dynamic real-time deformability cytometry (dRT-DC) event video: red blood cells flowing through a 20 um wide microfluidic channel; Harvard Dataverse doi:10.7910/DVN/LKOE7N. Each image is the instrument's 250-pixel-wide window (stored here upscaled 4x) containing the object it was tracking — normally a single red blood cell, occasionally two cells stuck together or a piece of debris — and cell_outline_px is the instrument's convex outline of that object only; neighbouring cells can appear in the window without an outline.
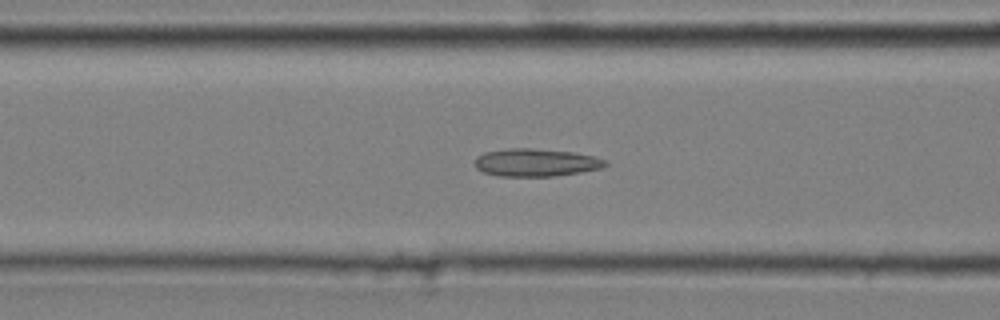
{"species": "common noctule bat (a hibernating species)", "species_latin": "Nyctalus noctula", "temperature_condition": "cold", "stored_images_in_passage": 52, "camera_frame_rate_fps": 3000, "um_per_image_px": 0.085, "animal": {"sex": "male", "body_mass_g": 20.4}, "frame": {"image": 1, "passage_image": 21, "time_ms": 6.667, "image_size_px": [1000, 320], "cell_outline_px": [[608, 164], [600, 168], [580, 172], [552, 176], [496, 176], [484, 172], [476, 168], [476, 156], [484, 152], [508, 148], [532, 148], [572, 152], [592, 156], [604, 160]], "centroid_in_image_um": [45.5, 13.81], "position_along_channel_um": 121.1, "area_um2": 20.92}}
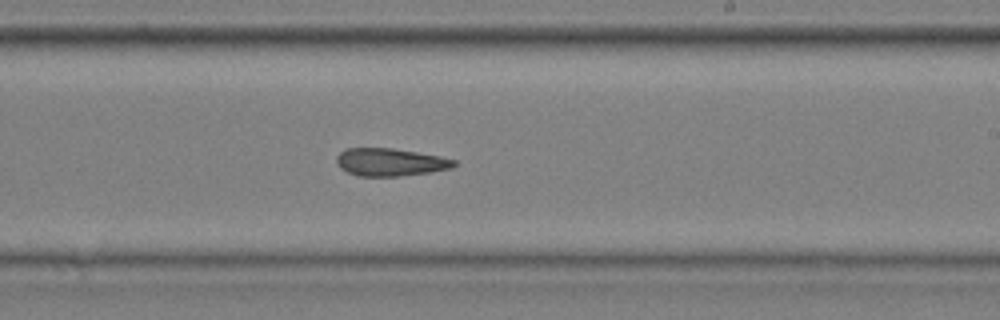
{"frame": {"image": 2, "passage_image": 32, "time_ms": 10.333, "image_size_px": [1000, 320], "cell_outline_px": [[456, 164], [452, 168], [428, 172], [400, 176], [360, 176], [348, 172], [340, 168], [336, 160], [336, 156], [344, 148], [392, 148], [440, 156], [456, 160]], "centroid_in_image_um": [33.15, 13.77], "position_along_channel_um": 255.9, "area_um2": 18.9}}
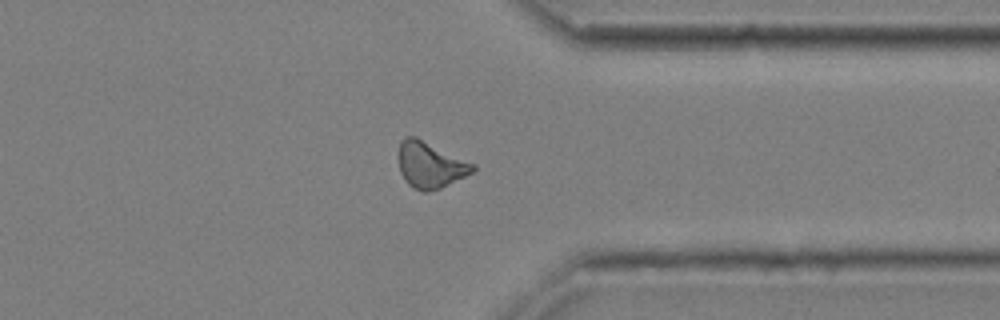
{"frame": {"image": 3, "passage_image": 42, "time_ms": 13.667, "image_size_px": [1000, 320], "cell_outline_px": [[476, 168], [472, 172], [440, 188], [428, 192], [420, 192], [408, 184], [400, 172], [400, 140], [404, 136], [416, 136], [476, 164]], "centroid_in_image_um": [36.58, 14.01], "position_along_channel_um": 374.8, "area_um2": 19.88}, "authors_computed_cell_mechanics": {"area_um2": 20.23, "velocity_mm_per_s": 3.6826, "shape_relaxation_time_tau1_ms": null, "shape_relaxation_time_tau2_ms": 4.8399, "deformation_change_tau1": null, "deformation_change_tau2": 0.1177}}